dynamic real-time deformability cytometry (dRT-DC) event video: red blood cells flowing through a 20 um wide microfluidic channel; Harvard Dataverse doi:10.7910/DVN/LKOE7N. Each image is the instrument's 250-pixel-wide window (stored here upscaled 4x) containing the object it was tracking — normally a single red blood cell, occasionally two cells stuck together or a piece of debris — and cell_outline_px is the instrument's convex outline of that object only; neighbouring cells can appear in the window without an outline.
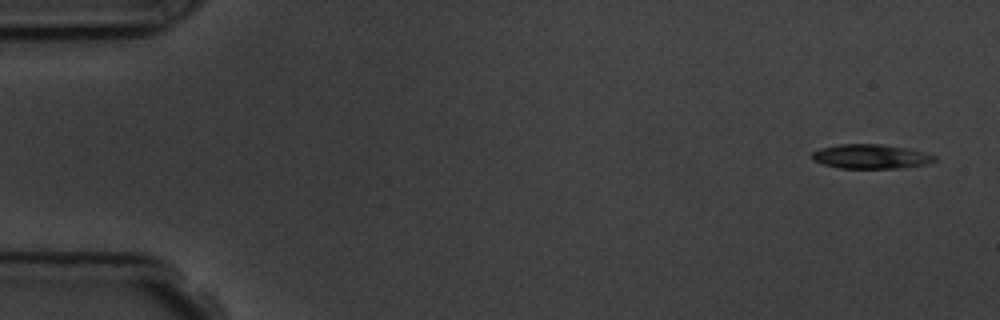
{"species": "common noctule bat (a hibernating species)", "species_latin": "Nyctalus noctula", "temperature_condition": "room temperature", "stored_images_in_passage": 4, "camera_frame_rate_fps": 3000, "um_per_image_px": 0.085, "animal": {"sex": "male", "body_mass_g": 19.5, "forearm_length_mm": 54.6}, "frame": {"image": 1, "passage_image": 1, "time_ms": 0.0, "image_size_px": [1000, 320], "cell_outline_px": [[936, 160], [928, 164], [900, 168], [840, 168], [824, 164], [812, 160], [812, 152], [820, 148], [840, 144], [880, 144], [908, 148], [924, 152], [936, 156]], "centroid_in_image_um": [74.03, 13.3], "position_along_channel_um": 11.0, "area_um2": 17.4}}
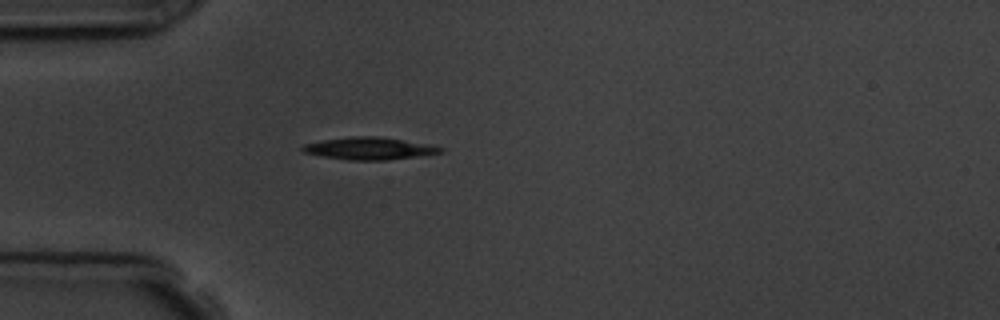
{"frame": {"image": 2, "passage_image": 4, "time_ms": 4.333, "image_size_px": [1000, 320], "cell_outline_px": [[444, 152], [416, 156], [384, 160], [348, 160], [324, 156], [304, 152], [300, 148], [304, 144], [324, 140], [352, 136], [380, 136], [432, 144], [444, 148]], "centroid_in_image_um": [31.44, 12.6], "position_along_channel_um": 53.6, "area_um2": 17.86}}